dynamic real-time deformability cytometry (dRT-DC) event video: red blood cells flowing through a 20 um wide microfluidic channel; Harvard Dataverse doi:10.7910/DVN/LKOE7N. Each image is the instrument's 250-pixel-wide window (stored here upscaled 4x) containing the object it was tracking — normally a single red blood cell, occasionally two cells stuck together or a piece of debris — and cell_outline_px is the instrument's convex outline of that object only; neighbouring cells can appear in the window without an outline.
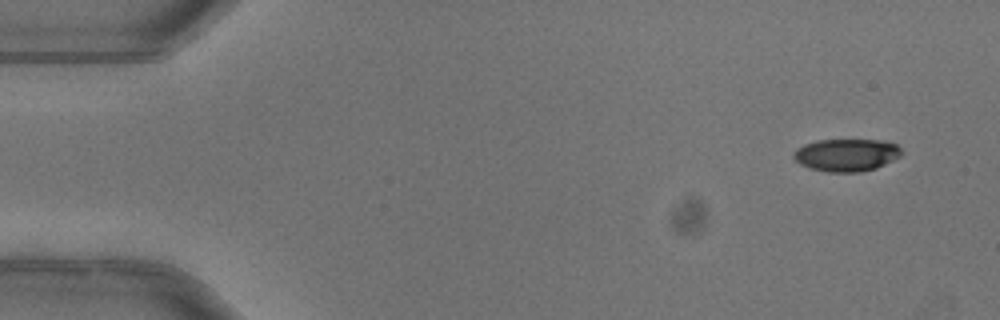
{"species": "common noctule bat (a hibernating species)", "species_latin": "Nyctalus noctula", "temperature_condition": "warm", "stored_images_in_passage": 6, "camera_frame_rate_fps": 3000, "um_per_image_px": 0.085, "animal": {"sex": "female"}, "frame": {"image": 1, "passage_image": 1, "time_ms": 0.0, "image_size_px": [1000, 320], "cell_outline_px": [[904, 152], [900, 156], [876, 168], [860, 172], [828, 172], [812, 168], [800, 164], [792, 156], [792, 152], [796, 148], [804, 144], [816, 140], [880, 140], [896, 144]], "centroid_in_image_um": [71.93, 13.16], "position_along_channel_um": 13.1, "area_um2": 20.46}}
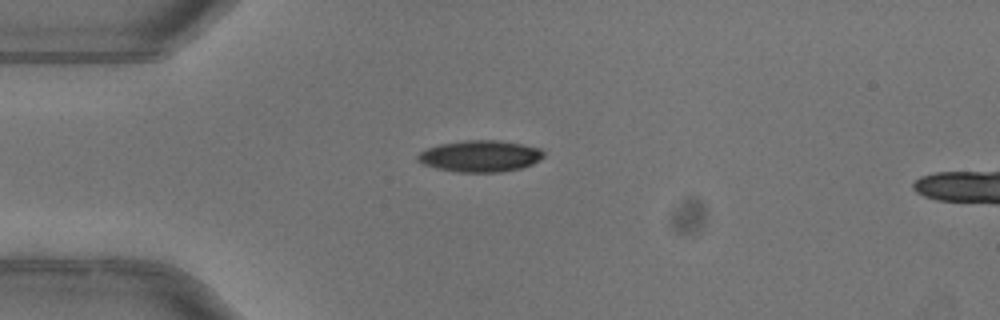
{"frame": {"image": 2, "passage_image": 3, "time_ms": 0.667, "image_size_px": [1000, 320], "cell_outline_px": [[544, 156], [540, 160], [532, 164], [520, 168], [500, 172], [456, 172], [436, 168], [424, 164], [416, 160], [416, 156], [420, 152], [428, 148], [440, 144], [464, 140], [496, 140], [520, 144], [540, 148], [544, 152]], "centroid_in_image_um": [40.8, 13.27], "position_along_channel_um": 44.2, "area_um2": 23.06}}